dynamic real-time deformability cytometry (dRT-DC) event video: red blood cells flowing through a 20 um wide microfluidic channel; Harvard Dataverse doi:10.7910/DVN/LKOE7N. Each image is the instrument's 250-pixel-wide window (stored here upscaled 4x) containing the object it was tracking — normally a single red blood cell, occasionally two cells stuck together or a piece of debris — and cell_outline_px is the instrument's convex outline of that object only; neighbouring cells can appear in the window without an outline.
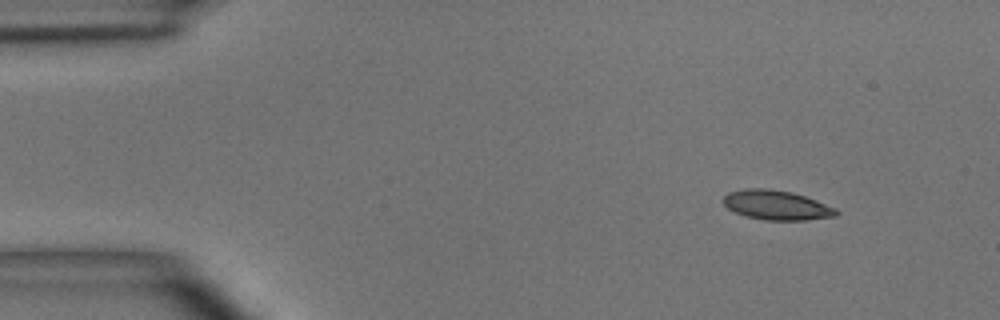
{"species": "common noctule bat (a hibernating species)", "species_latin": "Nyctalus noctula", "temperature_condition": "room temperature", "stored_images_in_passage": 5, "camera_frame_rate_fps": 3000, "um_per_image_px": 0.085, "animal": {"sex": "male", "body_mass_g": 15.6}, "frame": {"image": 1, "passage_image": 1, "time_ms": 0.0, "image_size_px": [1000, 320], "cell_outline_px": [[840, 212], [836, 216], [804, 220], [768, 220], [748, 216], [736, 212], [728, 208], [724, 204], [724, 196], [728, 192], [748, 188], [768, 188], [792, 192], [816, 200], [836, 208]], "centroid_in_image_um": [66.03, 17.42], "position_along_channel_um": 19.0, "area_um2": 19.25}}
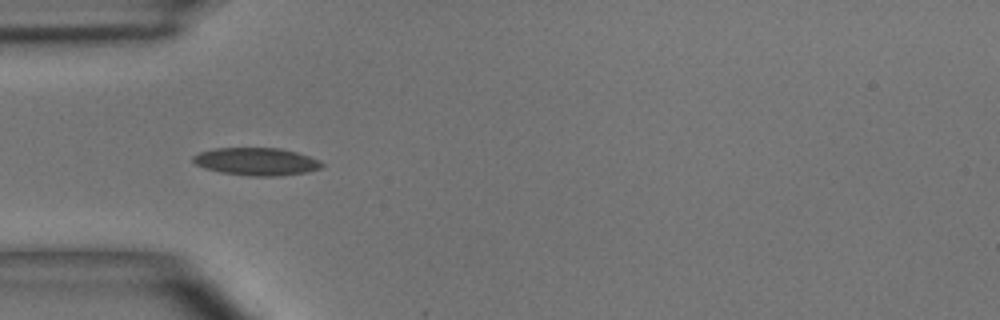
{"frame": {"image": 2, "passage_image": 3, "time_ms": 3.333, "image_size_px": [1000, 320], "cell_outline_px": [[324, 164], [320, 168], [308, 172], [280, 176], [252, 176], [220, 172], [204, 168], [196, 164], [192, 160], [192, 156], [200, 152], [216, 148], [280, 148], [296, 152], [320, 160]], "centroid_in_image_um": [21.8, 13.73], "position_along_channel_um": 63.2, "area_um2": 20.75}}
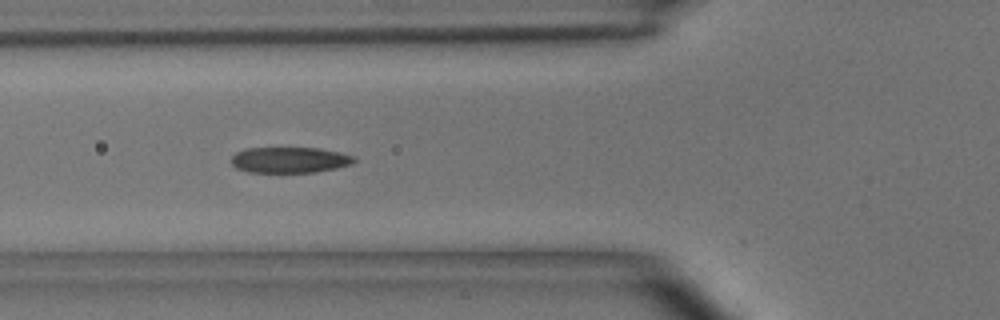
{"frame": {"image": 3, "passage_image": 4, "time_ms": 4.333, "image_size_px": [1000, 320], "cell_outline_px": [[356, 160], [352, 164], [336, 168], [316, 172], [248, 172], [236, 168], [232, 164], [232, 156], [236, 152], [248, 148], [320, 148], [340, 152], [356, 156]], "centroid_in_image_um": [24.66, 13.59], "position_along_channel_um": 101.1, "area_um2": 18.55}}